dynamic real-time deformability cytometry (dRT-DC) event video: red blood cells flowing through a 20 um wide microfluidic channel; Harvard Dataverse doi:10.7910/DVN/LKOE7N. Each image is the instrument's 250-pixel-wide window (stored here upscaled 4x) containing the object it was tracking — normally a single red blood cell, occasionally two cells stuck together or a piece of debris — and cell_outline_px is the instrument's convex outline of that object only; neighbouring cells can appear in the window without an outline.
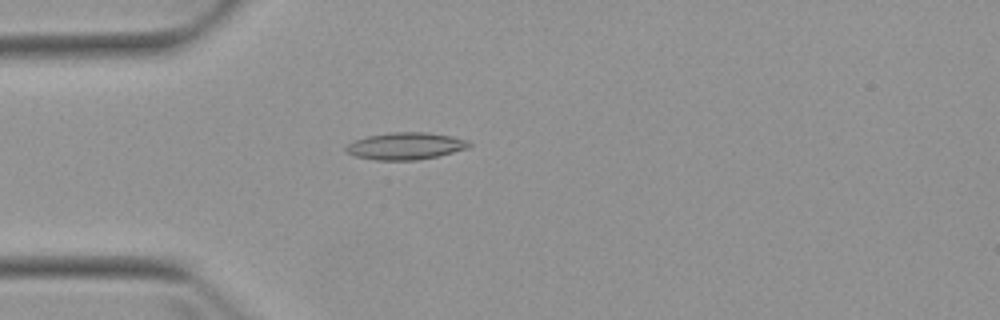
{"species": "Egyptian fruit bat (a non-hibernating species)", "species_latin": "Rousettus aegyptiacus", "temperature_condition": "warm", "stored_images_in_passage": 4, "camera_frame_rate_fps": 3000, "um_per_image_px": 0.085, "animal": {"sex": "female"}, "frame": {"image": 1, "passage_image": 4, "time_ms": 3.333, "image_size_px": [1000, 320], "cell_outline_px": [[472, 144], [468, 148], [436, 156], [416, 160], [376, 160], [356, 156], [344, 152], [344, 148], [348, 144], [356, 140], [368, 136], [392, 132], [424, 132], [452, 136], [468, 140]], "centroid_in_image_um": [34.46, 12.41], "position_along_channel_um": 50.5, "area_um2": 19.31}}